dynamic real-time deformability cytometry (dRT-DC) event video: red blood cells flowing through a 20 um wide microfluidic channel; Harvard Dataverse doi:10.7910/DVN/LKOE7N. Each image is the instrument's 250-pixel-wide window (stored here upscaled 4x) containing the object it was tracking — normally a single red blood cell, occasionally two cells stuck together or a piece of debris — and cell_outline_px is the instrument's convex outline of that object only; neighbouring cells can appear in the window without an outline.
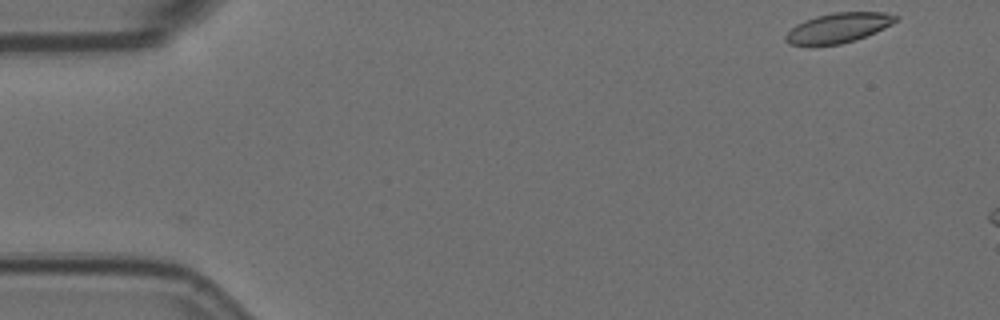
{"species": "Egyptian fruit bat (a non-hibernating species)", "species_latin": "Rousettus aegyptiacus", "temperature_condition": "room temperature", "stored_images_in_passage": 3, "camera_frame_rate_fps": 3000, "um_per_image_px": 0.085, "animal": {"sex": "female"}, "frame": {"image": 1, "passage_image": 1, "time_ms": 0.0, "image_size_px": [1000, 320], "cell_outline_px": [[900, 16], [892, 24], [876, 32], [856, 40], [840, 44], [812, 48], [788, 44], [784, 40], [784, 36], [796, 24], [804, 20], [816, 16], [832, 12], [884, 12]], "centroid_in_image_um": [71.19, 2.4], "position_along_channel_um": 13.8, "area_um2": 19.77}}